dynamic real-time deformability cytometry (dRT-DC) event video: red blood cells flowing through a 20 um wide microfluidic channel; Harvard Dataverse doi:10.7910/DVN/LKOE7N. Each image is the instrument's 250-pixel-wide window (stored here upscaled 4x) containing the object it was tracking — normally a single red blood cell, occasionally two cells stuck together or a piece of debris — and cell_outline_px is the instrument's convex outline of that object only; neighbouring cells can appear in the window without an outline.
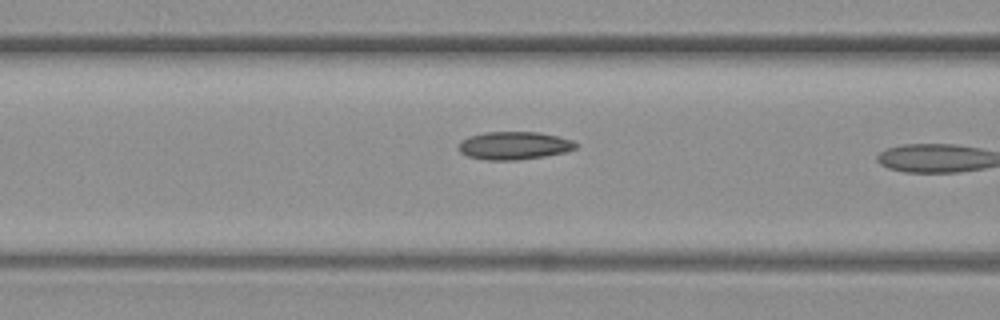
{"species": "common noctule bat (a hibernating species)", "species_latin": "Nyctalus noctula", "temperature_condition": "warm", "stored_images_in_passage": 5, "camera_frame_rate_fps": 3000, "um_per_image_px": 0.085, "animal": {"sex": "female", "body_mass_g": 19.3, "forearm_length_mm": 54.1}, "frame": {"image": 1, "passage_image": 5, "time_ms": 5.0, "image_size_px": [1000, 320], "cell_outline_px": [[580, 144], [576, 148], [564, 152], [544, 156], [516, 160], [488, 160], [468, 156], [460, 152], [460, 140], [468, 136], [484, 132], [540, 132], [572, 140]], "centroid_in_image_um": [43.7, 12.36], "position_along_channel_um": 122.9, "area_um2": 19.02}}